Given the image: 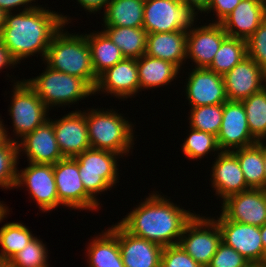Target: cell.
<instances>
[{
	"instance_id": "cell-49",
	"label": "cell",
	"mask_w": 266,
	"mask_h": 267,
	"mask_svg": "<svg viewBox=\"0 0 266 267\" xmlns=\"http://www.w3.org/2000/svg\"><path fill=\"white\" fill-rule=\"evenodd\" d=\"M265 140H259L257 144L262 148L263 157H264V165L266 171V144L264 143Z\"/></svg>"
},
{
	"instance_id": "cell-17",
	"label": "cell",
	"mask_w": 266,
	"mask_h": 267,
	"mask_svg": "<svg viewBox=\"0 0 266 267\" xmlns=\"http://www.w3.org/2000/svg\"><path fill=\"white\" fill-rule=\"evenodd\" d=\"M186 80V99L191 107L224 104L228 101L223 76L208 68H193Z\"/></svg>"
},
{
	"instance_id": "cell-28",
	"label": "cell",
	"mask_w": 266,
	"mask_h": 267,
	"mask_svg": "<svg viewBox=\"0 0 266 267\" xmlns=\"http://www.w3.org/2000/svg\"><path fill=\"white\" fill-rule=\"evenodd\" d=\"M238 159L249 188L266 189V171L262 148L256 143L231 151Z\"/></svg>"
},
{
	"instance_id": "cell-50",
	"label": "cell",
	"mask_w": 266,
	"mask_h": 267,
	"mask_svg": "<svg viewBox=\"0 0 266 267\" xmlns=\"http://www.w3.org/2000/svg\"><path fill=\"white\" fill-rule=\"evenodd\" d=\"M5 15H6V13L0 8V34L2 31V28L5 24Z\"/></svg>"
},
{
	"instance_id": "cell-46",
	"label": "cell",
	"mask_w": 266,
	"mask_h": 267,
	"mask_svg": "<svg viewBox=\"0 0 266 267\" xmlns=\"http://www.w3.org/2000/svg\"><path fill=\"white\" fill-rule=\"evenodd\" d=\"M8 131L4 127L3 121L0 119V145H3L7 140H12L13 142H16L15 139L8 136Z\"/></svg>"
},
{
	"instance_id": "cell-16",
	"label": "cell",
	"mask_w": 266,
	"mask_h": 267,
	"mask_svg": "<svg viewBox=\"0 0 266 267\" xmlns=\"http://www.w3.org/2000/svg\"><path fill=\"white\" fill-rule=\"evenodd\" d=\"M48 119L53 124L56 141L63 157L74 158L91 148L85 110L71 111L59 120Z\"/></svg>"
},
{
	"instance_id": "cell-42",
	"label": "cell",
	"mask_w": 266,
	"mask_h": 267,
	"mask_svg": "<svg viewBox=\"0 0 266 267\" xmlns=\"http://www.w3.org/2000/svg\"><path fill=\"white\" fill-rule=\"evenodd\" d=\"M32 2H36L35 0H0V8L5 12V13H10L14 8L19 9L18 7H24L23 11L25 10H31L36 8L39 5H32ZM26 7H25V6ZM30 5V6H29Z\"/></svg>"
},
{
	"instance_id": "cell-13",
	"label": "cell",
	"mask_w": 266,
	"mask_h": 267,
	"mask_svg": "<svg viewBox=\"0 0 266 267\" xmlns=\"http://www.w3.org/2000/svg\"><path fill=\"white\" fill-rule=\"evenodd\" d=\"M222 214L231 221L262 227L266 223V189H248L228 196Z\"/></svg>"
},
{
	"instance_id": "cell-23",
	"label": "cell",
	"mask_w": 266,
	"mask_h": 267,
	"mask_svg": "<svg viewBox=\"0 0 266 267\" xmlns=\"http://www.w3.org/2000/svg\"><path fill=\"white\" fill-rule=\"evenodd\" d=\"M266 0H241L220 24L229 37L248 40L264 21Z\"/></svg>"
},
{
	"instance_id": "cell-54",
	"label": "cell",
	"mask_w": 266,
	"mask_h": 267,
	"mask_svg": "<svg viewBox=\"0 0 266 267\" xmlns=\"http://www.w3.org/2000/svg\"><path fill=\"white\" fill-rule=\"evenodd\" d=\"M263 267H266V259L261 263Z\"/></svg>"
},
{
	"instance_id": "cell-55",
	"label": "cell",
	"mask_w": 266,
	"mask_h": 267,
	"mask_svg": "<svg viewBox=\"0 0 266 267\" xmlns=\"http://www.w3.org/2000/svg\"><path fill=\"white\" fill-rule=\"evenodd\" d=\"M3 267H12V266L6 263Z\"/></svg>"
},
{
	"instance_id": "cell-26",
	"label": "cell",
	"mask_w": 266,
	"mask_h": 267,
	"mask_svg": "<svg viewBox=\"0 0 266 267\" xmlns=\"http://www.w3.org/2000/svg\"><path fill=\"white\" fill-rule=\"evenodd\" d=\"M140 91L168 85L176 79L179 69L176 65L146 54L137 58Z\"/></svg>"
},
{
	"instance_id": "cell-39",
	"label": "cell",
	"mask_w": 266,
	"mask_h": 267,
	"mask_svg": "<svg viewBox=\"0 0 266 267\" xmlns=\"http://www.w3.org/2000/svg\"><path fill=\"white\" fill-rule=\"evenodd\" d=\"M249 264L235 249L221 242L207 267H247Z\"/></svg>"
},
{
	"instance_id": "cell-24",
	"label": "cell",
	"mask_w": 266,
	"mask_h": 267,
	"mask_svg": "<svg viewBox=\"0 0 266 267\" xmlns=\"http://www.w3.org/2000/svg\"><path fill=\"white\" fill-rule=\"evenodd\" d=\"M186 47L187 31L148 33L145 54L168 61L180 69L186 62Z\"/></svg>"
},
{
	"instance_id": "cell-15",
	"label": "cell",
	"mask_w": 266,
	"mask_h": 267,
	"mask_svg": "<svg viewBox=\"0 0 266 267\" xmlns=\"http://www.w3.org/2000/svg\"><path fill=\"white\" fill-rule=\"evenodd\" d=\"M206 24L196 28L193 24L187 31L186 59L195 63L194 68H208L228 37L220 23Z\"/></svg>"
},
{
	"instance_id": "cell-53",
	"label": "cell",
	"mask_w": 266,
	"mask_h": 267,
	"mask_svg": "<svg viewBox=\"0 0 266 267\" xmlns=\"http://www.w3.org/2000/svg\"><path fill=\"white\" fill-rule=\"evenodd\" d=\"M264 21L266 22V4H265V8H264Z\"/></svg>"
},
{
	"instance_id": "cell-40",
	"label": "cell",
	"mask_w": 266,
	"mask_h": 267,
	"mask_svg": "<svg viewBox=\"0 0 266 267\" xmlns=\"http://www.w3.org/2000/svg\"><path fill=\"white\" fill-rule=\"evenodd\" d=\"M160 267H203L177 245L163 247Z\"/></svg>"
},
{
	"instance_id": "cell-21",
	"label": "cell",
	"mask_w": 266,
	"mask_h": 267,
	"mask_svg": "<svg viewBox=\"0 0 266 267\" xmlns=\"http://www.w3.org/2000/svg\"><path fill=\"white\" fill-rule=\"evenodd\" d=\"M118 244L124 267H160L163 247L130 234L119 222Z\"/></svg>"
},
{
	"instance_id": "cell-5",
	"label": "cell",
	"mask_w": 266,
	"mask_h": 267,
	"mask_svg": "<svg viewBox=\"0 0 266 267\" xmlns=\"http://www.w3.org/2000/svg\"><path fill=\"white\" fill-rule=\"evenodd\" d=\"M25 81L48 109L72 105L94 95V90L83 79L48 66L41 75Z\"/></svg>"
},
{
	"instance_id": "cell-29",
	"label": "cell",
	"mask_w": 266,
	"mask_h": 267,
	"mask_svg": "<svg viewBox=\"0 0 266 267\" xmlns=\"http://www.w3.org/2000/svg\"><path fill=\"white\" fill-rule=\"evenodd\" d=\"M103 29L125 58L137 59L145 54L148 35L145 29L117 26H104Z\"/></svg>"
},
{
	"instance_id": "cell-52",
	"label": "cell",
	"mask_w": 266,
	"mask_h": 267,
	"mask_svg": "<svg viewBox=\"0 0 266 267\" xmlns=\"http://www.w3.org/2000/svg\"><path fill=\"white\" fill-rule=\"evenodd\" d=\"M7 262L0 257V267H3Z\"/></svg>"
},
{
	"instance_id": "cell-48",
	"label": "cell",
	"mask_w": 266,
	"mask_h": 267,
	"mask_svg": "<svg viewBox=\"0 0 266 267\" xmlns=\"http://www.w3.org/2000/svg\"><path fill=\"white\" fill-rule=\"evenodd\" d=\"M260 234H261V240L264 246V250L266 252V223L260 227Z\"/></svg>"
},
{
	"instance_id": "cell-1",
	"label": "cell",
	"mask_w": 266,
	"mask_h": 267,
	"mask_svg": "<svg viewBox=\"0 0 266 267\" xmlns=\"http://www.w3.org/2000/svg\"><path fill=\"white\" fill-rule=\"evenodd\" d=\"M40 6L5 15L0 40L19 64L20 61L37 53L43 61L54 34L64 24L71 23L70 17Z\"/></svg>"
},
{
	"instance_id": "cell-10",
	"label": "cell",
	"mask_w": 266,
	"mask_h": 267,
	"mask_svg": "<svg viewBox=\"0 0 266 267\" xmlns=\"http://www.w3.org/2000/svg\"><path fill=\"white\" fill-rule=\"evenodd\" d=\"M58 200L62 206L78 210H97L101 207L84 188L75 158L64 157L53 164ZM98 208V209H97Z\"/></svg>"
},
{
	"instance_id": "cell-30",
	"label": "cell",
	"mask_w": 266,
	"mask_h": 267,
	"mask_svg": "<svg viewBox=\"0 0 266 267\" xmlns=\"http://www.w3.org/2000/svg\"><path fill=\"white\" fill-rule=\"evenodd\" d=\"M92 66L97 76L125 59L121 50L103 32L86 34Z\"/></svg>"
},
{
	"instance_id": "cell-19",
	"label": "cell",
	"mask_w": 266,
	"mask_h": 267,
	"mask_svg": "<svg viewBox=\"0 0 266 267\" xmlns=\"http://www.w3.org/2000/svg\"><path fill=\"white\" fill-rule=\"evenodd\" d=\"M223 79L228 101L241 102L266 87V72L248 56L226 73Z\"/></svg>"
},
{
	"instance_id": "cell-34",
	"label": "cell",
	"mask_w": 266,
	"mask_h": 267,
	"mask_svg": "<svg viewBox=\"0 0 266 267\" xmlns=\"http://www.w3.org/2000/svg\"><path fill=\"white\" fill-rule=\"evenodd\" d=\"M189 113V127L218 135L223 117V104L191 107Z\"/></svg>"
},
{
	"instance_id": "cell-51",
	"label": "cell",
	"mask_w": 266,
	"mask_h": 267,
	"mask_svg": "<svg viewBox=\"0 0 266 267\" xmlns=\"http://www.w3.org/2000/svg\"><path fill=\"white\" fill-rule=\"evenodd\" d=\"M247 267H263L261 263H250Z\"/></svg>"
},
{
	"instance_id": "cell-47",
	"label": "cell",
	"mask_w": 266,
	"mask_h": 267,
	"mask_svg": "<svg viewBox=\"0 0 266 267\" xmlns=\"http://www.w3.org/2000/svg\"><path fill=\"white\" fill-rule=\"evenodd\" d=\"M9 210L6 204L0 202V223L6 218L7 213L9 214Z\"/></svg>"
},
{
	"instance_id": "cell-35",
	"label": "cell",
	"mask_w": 266,
	"mask_h": 267,
	"mask_svg": "<svg viewBox=\"0 0 266 267\" xmlns=\"http://www.w3.org/2000/svg\"><path fill=\"white\" fill-rule=\"evenodd\" d=\"M190 128V134L184 139L182 144V151L184 155L191 160L201 159L208 155L209 152L221 151L217 142V136Z\"/></svg>"
},
{
	"instance_id": "cell-18",
	"label": "cell",
	"mask_w": 266,
	"mask_h": 267,
	"mask_svg": "<svg viewBox=\"0 0 266 267\" xmlns=\"http://www.w3.org/2000/svg\"><path fill=\"white\" fill-rule=\"evenodd\" d=\"M101 91L123 100L139 93L137 59L125 58L101 73L94 88V95Z\"/></svg>"
},
{
	"instance_id": "cell-22",
	"label": "cell",
	"mask_w": 266,
	"mask_h": 267,
	"mask_svg": "<svg viewBox=\"0 0 266 267\" xmlns=\"http://www.w3.org/2000/svg\"><path fill=\"white\" fill-rule=\"evenodd\" d=\"M212 166L211 184L216 196H228L250 189L244 179L237 157L231 151H220Z\"/></svg>"
},
{
	"instance_id": "cell-6",
	"label": "cell",
	"mask_w": 266,
	"mask_h": 267,
	"mask_svg": "<svg viewBox=\"0 0 266 267\" xmlns=\"http://www.w3.org/2000/svg\"><path fill=\"white\" fill-rule=\"evenodd\" d=\"M120 156L110 151L89 148L74 157L84 188L96 201H99L96 197L98 194L111 190L119 182L117 160Z\"/></svg>"
},
{
	"instance_id": "cell-36",
	"label": "cell",
	"mask_w": 266,
	"mask_h": 267,
	"mask_svg": "<svg viewBox=\"0 0 266 267\" xmlns=\"http://www.w3.org/2000/svg\"><path fill=\"white\" fill-rule=\"evenodd\" d=\"M18 145L17 142L7 140L0 145V187L1 189L15 188L18 167Z\"/></svg>"
},
{
	"instance_id": "cell-45",
	"label": "cell",
	"mask_w": 266,
	"mask_h": 267,
	"mask_svg": "<svg viewBox=\"0 0 266 267\" xmlns=\"http://www.w3.org/2000/svg\"><path fill=\"white\" fill-rule=\"evenodd\" d=\"M195 15L202 14L208 9L210 0H181ZM197 10V11H196Z\"/></svg>"
},
{
	"instance_id": "cell-44",
	"label": "cell",
	"mask_w": 266,
	"mask_h": 267,
	"mask_svg": "<svg viewBox=\"0 0 266 267\" xmlns=\"http://www.w3.org/2000/svg\"><path fill=\"white\" fill-rule=\"evenodd\" d=\"M18 63L12 58L9 50L0 40V71L1 69L7 68L9 66L15 67Z\"/></svg>"
},
{
	"instance_id": "cell-25",
	"label": "cell",
	"mask_w": 266,
	"mask_h": 267,
	"mask_svg": "<svg viewBox=\"0 0 266 267\" xmlns=\"http://www.w3.org/2000/svg\"><path fill=\"white\" fill-rule=\"evenodd\" d=\"M101 233L92 237L87 245L88 267H124L118 244V223Z\"/></svg>"
},
{
	"instance_id": "cell-4",
	"label": "cell",
	"mask_w": 266,
	"mask_h": 267,
	"mask_svg": "<svg viewBox=\"0 0 266 267\" xmlns=\"http://www.w3.org/2000/svg\"><path fill=\"white\" fill-rule=\"evenodd\" d=\"M114 109L86 110V123L91 148L128 156L134 144L133 124ZM125 154V155H124Z\"/></svg>"
},
{
	"instance_id": "cell-31",
	"label": "cell",
	"mask_w": 266,
	"mask_h": 267,
	"mask_svg": "<svg viewBox=\"0 0 266 267\" xmlns=\"http://www.w3.org/2000/svg\"><path fill=\"white\" fill-rule=\"evenodd\" d=\"M247 57V42L240 38L227 37L221 44L208 69L224 76Z\"/></svg>"
},
{
	"instance_id": "cell-38",
	"label": "cell",
	"mask_w": 266,
	"mask_h": 267,
	"mask_svg": "<svg viewBox=\"0 0 266 267\" xmlns=\"http://www.w3.org/2000/svg\"><path fill=\"white\" fill-rule=\"evenodd\" d=\"M247 56L253 59L266 72V22L248 38Z\"/></svg>"
},
{
	"instance_id": "cell-7",
	"label": "cell",
	"mask_w": 266,
	"mask_h": 267,
	"mask_svg": "<svg viewBox=\"0 0 266 267\" xmlns=\"http://www.w3.org/2000/svg\"><path fill=\"white\" fill-rule=\"evenodd\" d=\"M13 85L11 105L8 110L17 139H22L48 120L49 109L40 97L24 80H17ZM48 116V117H47ZM20 137V138H19Z\"/></svg>"
},
{
	"instance_id": "cell-12",
	"label": "cell",
	"mask_w": 266,
	"mask_h": 267,
	"mask_svg": "<svg viewBox=\"0 0 266 267\" xmlns=\"http://www.w3.org/2000/svg\"><path fill=\"white\" fill-rule=\"evenodd\" d=\"M214 220L220 228L222 242L235 249L250 263H262L266 259L260 227L228 220L222 213Z\"/></svg>"
},
{
	"instance_id": "cell-9",
	"label": "cell",
	"mask_w": 266,
	"mask_h": 267,
	"mask_svg": "<svg viewBox=\"0 0 266 267\" xmlns=\"http://www.w3.org/2000/svg\"><path fill=\"white\" fill-rule=\"evenodd\" d=\"M221 242V231L214 218L195 214L186 224L178 244L198 264L207 267Z\"/></svg>"
},
{
	"instance_id": "cell-27",
	"label": "cell",
	"mask_w": 266,
	"mask_h": 267,
	"mask_svg": "<svg viewBox=\"0 0 266 267\" xmlns=\"http://www.w3.org/2000/svg\"><path fill=\"white\" fill-rule=\"evenodd\" d=\"M145 0H111L103 9V26L143 28Z\"/></svg>"
},
{
	"instance_id": "cell-37",
	"label": "cell",
	"mask_w": 266,
	"mask_h": 267,
	"mask_svg": "<svg viewBox=\"0 0 266 267\" xmlns=\"http://www.w3.org/2000/svg\"><path fill=\"white\" fill-rule=\"evenodd\" d=\"M47 254L46 245L35 236L7 263L12 267H49Z\"/></svg>"
},
{
	"instance_id": "cell-43",
	"label": "cell",
	"mask_w": 266,
	"mask_h": 267,
	"mask_svg": "<svg viewBox=\"0 0 266 267\" xmlns=\"http://www.w3.org/2000/svg\"><path fill=\"white\" fill-rule=\"evenodd\" d=\"M111 0H77V2L88 12L96 13L102 10L104 8L106 10L108 3Z\"/></svg>"
},
{
	"instance_id": "cell-8",
	"label": "cell",
	"mask_w": 266,
	"mask_h": 267,
	"mask_svg": "<svg viewBox=\"0 0 266 267\" xmlns=\"http://www.w3.org/2000/svg\"><path fill=\"white\" fill-rule=\"evenodd\" d=\"M196 16L181 0H145L143 29L147 33L188 31Z\"/></svg>"
},
{
	"instance_id": "cell-3",
	"label": "cell",
	"mask_w": 266,
	"mask_h": 267,
	"mask_svg": "<svg viewBox=\"0 0 266 267\" xmlns=\"http://www.w3.org/2000/svg\"><path fill=\"white\" fill-rule=\"evenodd\" d=\"M64 24L52 37L44 62L48 67L83 79L93 90L98 76L92 66L86 34H70Z\"/></svg>"
},
{
	"instance_id": "cell-2",
	"label": "cell",
	"mask_w": 266,
	"mask_h": 267,
	"mask_svg": "<svg viewBox=\"0 0 266 267\" xmlns=\"http://www.w3.org/2000/svg\"><path fill=\"white\" fill-rule=\"evenodd\" d=\"M195 214L153 191L119 223L130 234L167 247L179 243L186 224Z\"/></svg>"
},
{
	"instance_id": "cell-11",
	"label": "cell",
	"mask_w": 266,
	"mask_h": 267,
	"mask_svg": "<svg viewBox=\"0 0 266 267\" xmlns=\"http://www.w3.org/2000/svg\"><path fill=\"white\" fill-rule=\"evenodd\" d=\"M24 169L17 170L15 188L27 186L28 193L39 206L40 211L49 212L61 206L53 172V164L29 163Z\"/></svg>"
},
{
	"instance_id": "cell-20",
	"label": "cell",
	"mask_w": 266,
	"mask_h": 267,
	"mask_svg": "<svg viewBox=\"0 0 266 267\" xmlns=\"http://www.w3.org/2000/svg\"><path fill=\"white\" fill-rule=\"evenodd\" d=\"M18 142V155L23 151L28 163L55 164L64 158L49 119Z\"/></svg>"
},
{
	"instance_id": "cell-32",
	"label": "cell",
	"mask_w": 266,
	"mask_h": 267,
	"mask_svg": "<svg viewBox=\"0 0 266 267\" xmlns=\"http://www.w3.org/2000/svg\"><path fill=\"white\" fill-rule=\"evenodd\" d=\"M35 236L21 222H9L0 228V257L8 262Z\"/></svg>"
},
{
	"instance_id": "cell-33",
	"label": "cell",
	"mask_w": 266,
	"mask_h": 267,
	"mask_svg": "<svg viewBox=\"0 0 266 267\" xmlns=\"http://www.w3.org/2000/svg\"><path fill=\"white\" fill-rule=\"evenodd\" d=\"M248 121L249 131L257 140H266V87L241 101Z\"/></svg>"
},
{
	"instance_id": "cell-14",
	"label": "cell",
	"mask_w": 266,
	"mask_h": 267,
	"mask_svg": "<svg viewBox=\"0 0 266 267\" xmlns=\"http://www.w3.org/2000/svg\"><path fill=\"white\" fill-rule=\"evenodd\" d=\"M217 142L221 151H233L258 142L249 131L242 102L227 101L223 104V117Z\"/></svg>"
},
{
	"instance_id": "cell-41",
	"label": "cell",
	"mask_w": 266,
	"mask_h": 267,
	"mask_svg": "<svg viewBox=\"0 0 266 267\" xmlns=\"http://www.w3.org/2000/svg\"><path fill=\"white\" fill-rule=\"evenodd\" d=\"M241 2V0H210L206 13H215V20L212 23H220L226 16H228L234 8Z\"/></svg>"
}]
</instances>
